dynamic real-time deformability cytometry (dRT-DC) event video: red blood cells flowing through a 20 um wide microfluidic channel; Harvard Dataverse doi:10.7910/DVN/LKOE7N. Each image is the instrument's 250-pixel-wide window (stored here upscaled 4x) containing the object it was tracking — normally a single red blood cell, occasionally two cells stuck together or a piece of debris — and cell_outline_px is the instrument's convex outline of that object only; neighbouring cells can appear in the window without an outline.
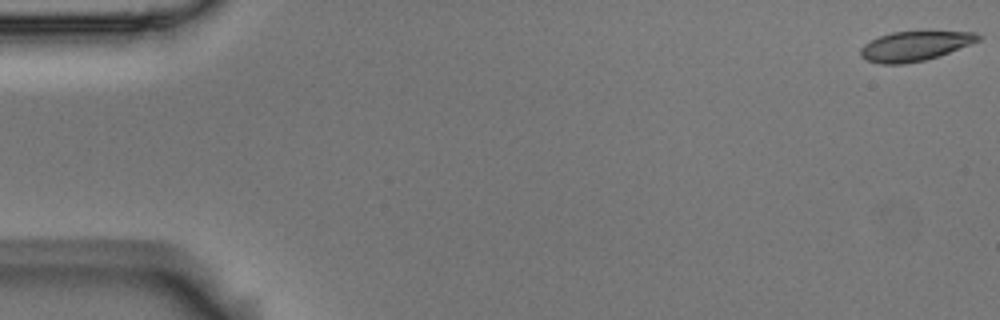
{"species": "Egyptian fruit bat (a non-hibernating species)", "species_latin": "Rousettus aegyptiacus", "temperature_condition": "room temperature", "stored_images_in_passage": 14, "camera_frame_rate_fps": 3000, "um_per_image_px": 0.085, "animal": {"sex": "male"}, "frame": {"image": 1, "passage_image": 1, "time_ms": 0.0, "image_size_px": [1000, 320], "cell_outline_px": [[984, 36], [980, 40], [940, 56], [924, 60], [904, 64], [880, 64], [868, 60], [860, 56], [860, 48], [864, 44], [880, 36], [892, 32], [976, 32]], "centroid_in_image_um": [77.77, 3.92], "position_along_channel_um": 7.2, "area_um2": 20.17}}
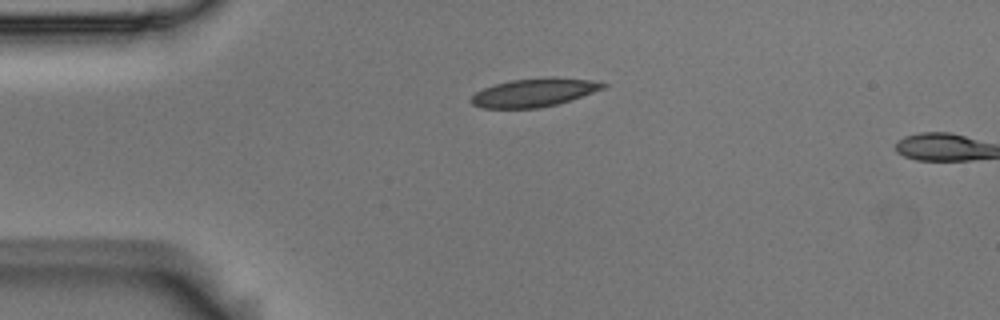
{"frame": {"image": 2, "passage_image": 13, "time_ms": 4.0, "image_size_px": [1000, 320], "cell_outline_px": [[608, 84], [604, 88], [556, 104], [536, 108], [484, 108], [472, 104], [468, 100], [476, 92], [484, 88], [496, 84], [512, 80], [552, 76], [592, 80]], "centroid_in_image_um": [45.37, 7.85], "position_along_channel_um": 39.6, "area_um2": 21.56}}